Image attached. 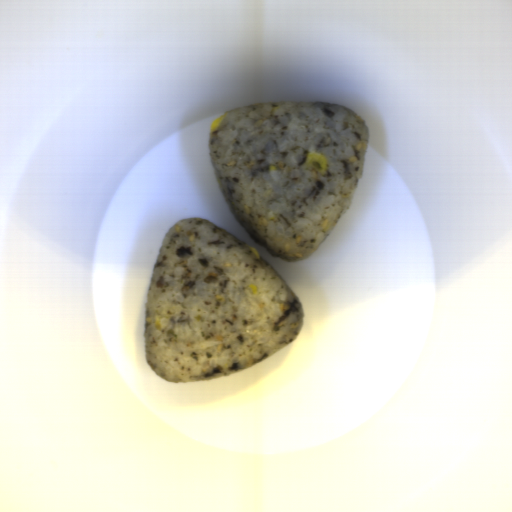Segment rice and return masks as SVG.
I'll return each mask as SVG.
<instances>
[{"label": "rice", "instance_id": "652b925c", "mask_svg": "<svg viewBox=\"0 0 512 512\" xmlns=\"http://www.w3.org/2000/svg\"><path fill=\"white\" fill-rule=\"evenodd\" d=\"M302 303L237 236L202 217L166 232L146 297L143 352L171 383L213 380L260 364L300 337Z\"/></svg>", "mask_w": 512, "mask_h": 512}, {"label": "rice", "instance_id": "023b6e5f", "mask_svg": "<svg viewBox=\"0 0 512 512\" xmlns=\"http://www.w3.org/2000/svg\"><path fill=\"white\" fill-rule=\"evenodd\" d=\"M370 139L364 118L341 104L265 101L221 114L207 149L235 220L291 263L308 259L351 210ZM311 150L326 157V176L300 169Z\"/></svg>", "mask_w": 512, "mask_h": 512}]
</instances>
